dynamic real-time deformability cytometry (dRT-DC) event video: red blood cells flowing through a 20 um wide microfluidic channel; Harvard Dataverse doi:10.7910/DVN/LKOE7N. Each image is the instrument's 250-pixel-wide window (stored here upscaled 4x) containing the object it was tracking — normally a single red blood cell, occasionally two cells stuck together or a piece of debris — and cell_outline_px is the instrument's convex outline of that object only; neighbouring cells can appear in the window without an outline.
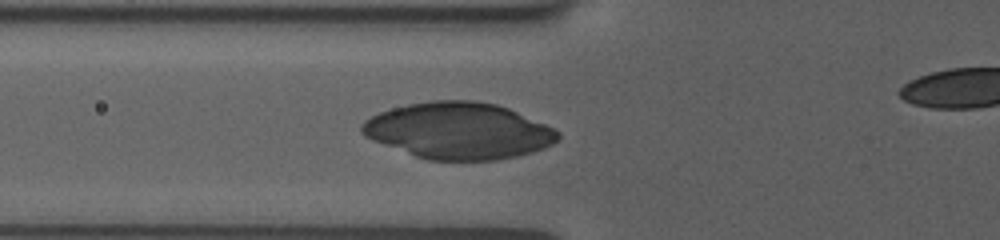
{"species": "human", "species_latin": "Homo sapiens", "temperature_condition": "room temperature", "stored_images_in_passage": 10, "camera_frame_rate_fps": 3000, "um_per_image_px": 0.085, "donor": {"sex": "female"}, "frame": {"image": 1, "passage_image": 7, "time_ms": 3.667, "image_size_px": [1000, 240], "cell_outline_px": [[560, 136], [552, 144], [544, 148], [532, 152], [516, 156], [496, 160], [428, 160], [416, 156], [384, 144], [364, 136], [360, 132], [360, 124], [364, 120], [380, 112], [392, 108], [408, 104], [432, 100], [476, 100], [496, 104], [508, 108], [544, 124], [560, 132]], "centroid_in_image_um": [38.97, 11.11], "position_along_channel_um": 86.8, "area_um2": 64.16}}
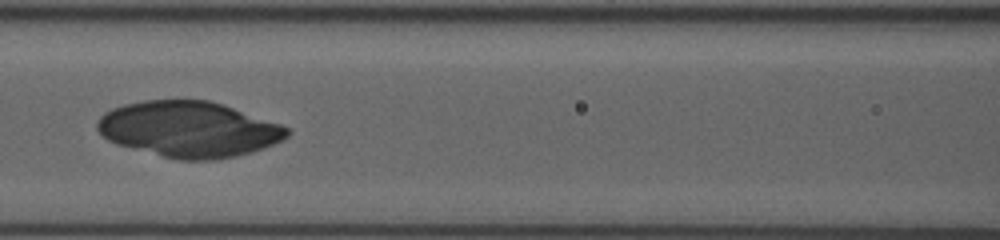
{"frame": {"image": 2, "passage_image": 9, "time_ms": 5.333, "image_size_px": [1000, 240], "cell_outline_px": [[292, 132], [288, 136], [264, 148], [252, 152], [236, 156], [216, 160], [180, 160], [116, 144], [108, 140], [96, 128], [96, 124], [100, 116], [104, 112], [112, 108], [124, 104], [144, 100], [208, 100], [280, 124], [288, 128]], "centroid_in_image_um": [16.03, 10.99], "position_along_channel_um": 150.6, "area_um2": 61.27}}